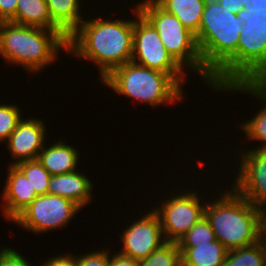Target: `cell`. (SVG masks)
I'll list each match as a JSON object with an SVG mask.
<instances>
[{
  "instance_id": "15",
  "label": "cell",
  "mask_w": 266,
  "mask_h": 266,
  "mask_svg": "<svg viewBox=\"0 0 266 266\" xmlns=\"http://www.w3.org/2000/svg\"><path fill=\"white\" fill-rule=\"evenodd\" d=\"M92 189L93 184L87 176L75 170L50 176L48 194L69 199L84 208L92 200Z\"/></svg>"
},
{
  "instance_id": "9",
  "label": "cell",
  "mask_w": 266,
  "mask_h": 266,
  "mask_svg": "<svg viewBox=\"0 0 266 266\" xmlns=\"http://www.w3.org/2000/svg\"><path fill=\"white\" fill-rule=\"evenodd\" d=\"M171 195L152 210L158 215L166 242L178 243L203 217L206 202L201 203L196 191Z\"/></svg>"
},
{
  "instance_id": "33",
  "label": "cell",
  "mask_w": 266,
  "mask_h": 266,
  "mask_svg": "<svg viewBox=\"0 0 266 266\" xmlns=\"http://www.w3.org/2000/svg\"><path fill=\"white\" fill-rule=\"evenodd\" d=\"M249 0H218L219 4L222 7L232 13L237 14L240 9H243L244 3H247Z\"/></svg>"
},
{
  "instance_id": "4",
  "label": "cell",
  "mask_w": 266,
  "mask_h": 266,
  "mask_svg": "<svg viewBox=\"0 0 266 266\" xmlns=\"http://www.w3.org/2000/svg\"><path fill=\"white\" fill-rule=\"evenodd\" d=\"M205 206L216 239L228 250L247 247L261 240L259 209L233 187Z\"/></svg>"
},
{
  "instance_id": "3",
  "label": "cell",
  "mask_w": 266,
  "mask_h": 266,
  "mask_svg": "<svg viewBox=\"0 0 266 266\" xmlns=\"http://www.w3.org/2000/svg\"><path fill=\"white\" fill-rule=\"evenodd\" d=\"M67 40L62 30L0 22L1 57L29 72H40L55 62L61 48L67 51Z\"/></svg>"
},
{
  "instance_id": "11",
  "label": "cell",
  "mask_w": 266,
  "mask_h": 266,
  "mask_svg": "<svg viewBox=\"0 0 266 266\" xmlns=\"http://www.w3.org/2000/svg\"><path fill=\"white\" fill-rule=\"evenodd\" d=\"M249 150L245 153L242 150L238 155L240 168L232 187L259 208L266 206V149Z\"/></svg>"
},
{
  "instance_id": "20",
  "label": "cell",
  "mask_w": 266,
  "mask_h": 266,
  "mask_svg": "<svg viewBox=\"0 0 266 266\" xmlns=\"http://www.w3.org/2000/svg\"><path fill=\"white\" fill-rule=\"evenodd\" d=\"M15 24L61 30L51 19L45 0H18Z\"/></svg>"
},
{
  "instance_id": "5",
  "label": "cell",
  "mask_w": 266,
  "mask_h": 266,
  "mask_svg": "<svg viewBox=\"0 0 266 266\" xmlns=\"http://www.w3.org/2000/svg\"><path fill=\"white\" fill-rule=\"evenodd\" d=\"M102 83L118 94L152 107L176 103L185 95L181 85L168 73L132 61L112 70L102 79Z\"/></svg>"
},
{
  "instance_id": "24",
  "label": "cell",
  "mask_w": 266,
  "mask_h": 266,
  "mask_svg": "<svg viewBox=\"0 0 266 266\" xmlns=\"http://www.w3.org/2000/svg\"><path fill=\"white\" fill-rule=\"evenodd\" d=\"M139 266H182L181 252L175 242H166L154 250Z\"/></svg>"
},
{
  "instance_id": "30",
  "label": "cell",
  "mask_w": 266,
  "mask_h": 266,
  "mask_svg": "<svg viewBox=\"0 0 266 266\" xmlns=\"http://www.w3.org/2000/svg\"><path fill=\"white\" fill-rule=\"evenodd\" d=\"M41 266H77V258L76 255L73 256L72 253L62 256L56 255L46 260Z\"/></svg>"
},
{
  "instance_id": "19",
  "label": "cell",
  "mask_w": 266,
  "mask_h": 266,
  "mask_svg": "<svg viewBox=\"0 0 266 266\" xmlns=\"http://www.w3.org/2000/svg\"><path fill=\"white\" fill-rule=\"evenodd\" d=\"M166 12L174 14L194 35L198 33L206 0H154Z\"/></svg>"
},
{
  "instance_id": "2",
  "label": "cell",
  "mask_w": 266,
  "mask_h": 266,
  "mask_svg": "<svg viewBox=\"0 0 266 266\" xmlns=\"http://www.w3.org/2000/svg\"><path fill=\"white\" fill-rule=\"evenodd\" d=\"M134 20H83L68 36L67 52L98 65L100 79L132 60Z\"/></svg>"
},
{
  "instance_id": "35",
  "label": "cell",
  "mask_w": 266,
  "mask_h": 266,
  "mask_svg": "<svg viewBox=\"0 0 266 266\" xmlns=\"http://www.w3.org/2000/svg\"><path fill=\"white\" fill-rule=\"evenodd\" d=\"M251 84L266 97V74L258 76Z\"/></svg>"
},
{
  "instance_id": "31",
  "label": "cell",
  "mask_w": 266,
  "mask_h": 266,
  "mask_svg": "<svg viewBox=\"0 0 266 266\" xmlns=\"http://www.w3.org/2000/svg\"><path fill=\"white\" fill-rule=\"evenodd\" d=\"M110 254L109 266H139V261L119 253ZM112 257V258H111Z\"/></svg>"
},
{
  "instance_id": "27",
  "label": "cell",
  "mask_w": 266,
  "mask_h": 266,
  "mask_svg": "<svg viewBox=\"0 0 266 266\" xmlns=\"http://www.w3.org/2000/svg\"><path fill=\"white\" fill-rule=\"evenodd\" d=\"M109 251L103 248L96 252H89L86 255H77V266H109Z\"/></svg>"
},
{
  "instance_id": "8",
  "label": "cell",
  "mask_w": 266,
  "mask_h": 266,
  "mask_svg": "<svg viewBox=\"0 0 266 266\" xmlns=\"http://www.w3.org/2000/svg\"><path fill=\"white\" fill-rule=\"evenodd\" d=\"M132 62L171 75L181 86L186 79L182 68L168 53L155 27L135 7ZM184 74V75H183Z\"/></svg>"
},
{
  "instance_id": "28",
  "label": "cell",
  "mask_w": 266,
  "mask_h": 266,
  "mask_svg": "<svg viewBox=\"0 0 266 266\" xmlns=\"http://www.w3.org/2000/svg\"><path fill=\"white\" fill-rule=\"evenodd\" d=\"M0 266H31V264L21 253L12 248L3 247L0 250Z\"/></svg>"
},
{
  "instance_id": "14",
  "label": "cell",
  "mask_w": 266,
  "mask_h": 266,
  "mask_svg": "<svg viewBox=\"0 0 266 266\" xmlns=\"http://www.w3.org/2000/svg\"><path fill=\"white\" fill-rule=\"evenodd\" d=\"M5 188L2 193V207L5 218L13 221L37 196L35 189L25 175L15 166L8 167Z\"/></svg>"
},
{
  "instance_id": "12",
  "label": "cell",
  "mask_w": 266,
  "mask_h": 266,
  "mask_svg": "<svg viewBox=\"0 0 266 266\" xmlns=\"http://www.w3.org/2000/svg\"><path fill=\"white\" fill-rule=\"evenodd\" d=\"M124 230L121 235L123 248L119 253L138 261L146 259L166 243L160 219L153 210L140 219L137 218Z\"/></svg>"
},
{
  "instance_id": "26",
  "label": "cell",
  "mask_w": 266,
  "mask_h": 266,
  "mask_svg": "<svg viewBox=\"0 0 266 266\" xmlns=\"http://www.w3.org/2000/svg\"><path fill=\"white\" fill-rule=\"evenodd\" d=\"M16 104H0V142L7 141L22 119V113Z\"/></svg>"
},
{
  "instance_id": "34",
  "label": "cell",
  "mask_w": 266,
  "mask_h": 266,
  "mask_svg": "<svg viewBox=\"0 0 266 266\" xmlns=\"http://www.w3.org/2000/svg\"><path fill=\"white\" fill-rule=\"evenodd\" d=\"M259 209V216H260V235L261 240L266 242V208L265 205H262Z\"/></svg>"
},
{
  "instance_id": "1",
  "label": "cell",
  "mask_w": 266,
  "mask_h": 266,
  "mask_svg": "<svg viewBox=\"0 0 266 266\" xmlns=\"http://www.w3.org/2000/svg\"><path fill=\"white\" fill-rule=\"evenodd\" d=\"M243 25V20L225 10L218 0H206L195 39L205 84L215 91L237 84V46Z\"/></svg>"
},
{
  "instance_id": "25",
  "label": "cell",
  "mask_w": 266,
  "mask_h": 266,
  "mask_svg": "<svg viewBox=\"0 0 266 266\" xmlns=\"http://www.w3.org/2000/svg\"><path fill=\"white\" fill-rule=\"evenodd\" d=\"M217 240L209 221L203 217L177 243L178 246H196Z\"/></svg>"
},
{
  "instance_id": "13",
  "label": "cell",
  "mask_w": 266,
  "mask_h": 266,
  "mask_svg": "<svg viewBox=\"0 0 266 266\" xmlns=\"http://www.w3.org/2000/svg\"><path fill=\"white\" fill-rule=\"evenodd\" d=\"M46 130L41 119L22 118L5 143L12 159H15L11 165L37 159L44 147Z\"/></svg>"
},
{
  "instance_id": "22",
  "label": "cell",
  "mask_w": 266,
  "mask_h": 266,
  "mask_svg": "<svg viewBox=\"0 0 266 266\" xmlns=\"http://www.w3.org/2000/svg\"><path fill=\"white\" fill-rule=\"evenodd\" d=\"M224 266H266V242L228 250Z\"/></svg>"
},
{
  "instance_id": "6",
  "label": "cell",
  "mask_w": 266,
  "mask_h": 266,
  "mask_svg": "<svg viewBox=\"0 0 266 266\" xmlns=\"http://www.w3.org/2000/svg\"><path fill=\"white\" fill-rule=\"evenodd\" d=\"M139 12L155 27L165 49L182 67L192 69L204 81V65L197 47L195 35L181 21L162 9L154 0L137 4ZM185 65H184V64Z\"/></svg>"
},
{
  "instance_id": "23",
  "label": "cell",
  "mask_w": 266,
  "mask_h": 266,
  "mask_svg": "<svg viewBox=\"0 0 266 266\" xmlns=\"http://www.w3.org/2000/svg\"><path fill=\"white\" fill-rule=\"evenodd\" d=\"M28 178L38 195L48 194L50 173L37 160H28L15 165Z\"/></svg>"
},
{
  "instance_id": "18",
  "label": "cell",
  "mask_w": 266,
  "mask_h": 266,
  "mask_svg": "<svg viewBox=\"0 0 266 266\" xmlns=\"http://www.w3.org/2000/svg\"><path fill=\"white\" fill-rule=\"evenodd\" d=\"M182 266H224L228 249L218 240L196 246H179Z\"/></svg>"
},
{
  "instance_id": "21",
  "label": "cell",
  "mask_w": 266,
  "mask_h": 266,
  "mask_svg": "<svg viewBox=\"0 0 266 266\" xmlns=\"http://www.w3.org/2000/svg\"><path fill=\"white\" fill-rule=\"evenodd\" d=\"M52 21L69 36L84 20L80 0H45Z\"/></svg>"
},
{
  "instance_id": "10",
  "label": "cell",
  "mask_w": 266,
  "mask_h": 266,
  "mask_svg": "<svg viewBox=\"0 0 266 266\" xmlns=\"http://www.w3.org/2000/svg\"><path fill=\"white\" fill-rule=\"evenodd\" d=\"M79 210L76 203L61 196L38 195L12 222L29 232L43 234L66 226Z\"/></svg>"
},
{
  "instance_id": "29",
  "label": "cell",
  "mask_w": 266,
  "mask_h": 266,
  "mask_svg": "<svg viewBox=\"0 0 266 266\" xmlns=\"http://www.w3.org/2000/svg\"><path fill=\"white\" fill-rule=\"evenodd\" d=\"M18 0H0V22H12L15 19Z\"/></svg>"
},
{
  "instance_id": "32",
  "label": "cell",
  "mask_w": 266,
  "mask_h": 266,
  "mask_svg": "<svg viewBox=\"0 0 266 266\" xmlns=\"http://www.w3.org/2000/svg\"><path fill=\"white\" fill-rule=\"evenodd\" d=\"M243 9L249 13H266V0H249Z\"/></svg>"
},
{
  "instance_id": "16",
  "label": "cell",
  "mask_w": 266,
  "mask_h": 266,
  "mask_svg": "<svg viewBox=\"0 0 266 266\" xmlns=\"http://www.w3.org/2000/svg\"><path fill=\"white\" fill-rule=\"evenodd\" d=\"M79 151L67 143L58 141L50 146H44L37 160L53 175H61L77 170Z\"/></svg>"
},
{
  "instance_id": "17",
  "label": "cell",
  "mask_w": 266,
  "mask_h": 266,
  "mask_svg": "<svg viewBox=\"0 0 266 266\" xmlns=\"http://www.w3.org/2000/svg\"><path fill=\"white\" fill-rule=\"evenodd\" d=\"M236 91L239 93H247L259 99L261 105L263 104L261 110L256 112L253 118L248 120L245 123L241 124L242 129L245 131L246 137L248 140L260 141L262 144H259L256 149H266V97L262 95L251 83H237L230 84L228 86H223L218 90L226 92Z\"/></svg>"
},
{
  "instance_id": "7",
  "label": "cell",
  "mask_w": 266,
  "mask_h": 266,
  "mask_svg": "<svg viewBox=\"0 0 266 266\" xmlns=\"http://www.w3.org/2000/svg\"><path fill=\"white\" fill-rule=\"evenodd\" d=\"M244 25L237 46V83L266 74V13L237 12Z\"/></svg>"
}]
</instances>
